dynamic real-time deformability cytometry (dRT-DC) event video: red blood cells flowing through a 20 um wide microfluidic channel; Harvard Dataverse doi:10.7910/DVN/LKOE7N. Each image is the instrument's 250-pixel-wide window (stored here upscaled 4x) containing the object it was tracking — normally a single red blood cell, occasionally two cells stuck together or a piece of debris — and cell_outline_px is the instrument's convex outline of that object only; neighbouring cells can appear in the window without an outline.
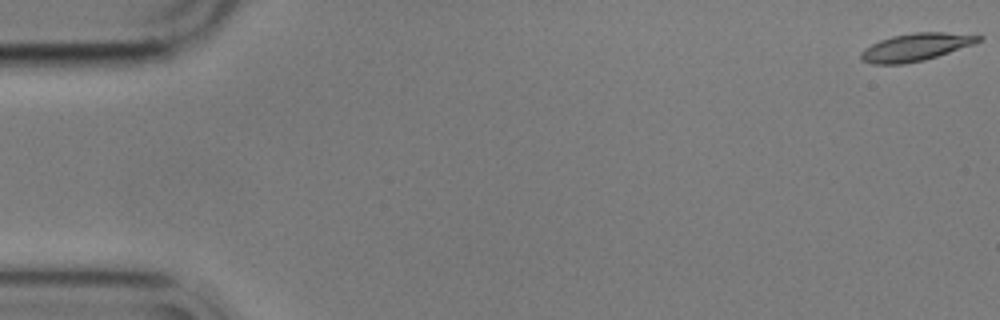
{"species": "common noctule bat (a hibernating species)", "species_latin": "Nyctalus noctula", "temperature_condition": "cold", "stored_images_in_passage": 57, "camera_frame_rate_fps": 3000, "um_per_image_px": 0.085, "animal": {"sex": "male", "body_mass_g": 17.9}, "frame": {"image": 1, "passage_image": 1, "time_ms": 0.0, "image_size_px": [1000, 320], "cell_outline_px": [[984, 40], [924, 60], [904, 64], [872, 64], [860, 60], [860, 52], [864, 48], [880, 40], [892, 36], [916, 32], [944, 32], [984, 36]], "centroid_in_image_um": [77.8, 4.0], "position_along_channel_um": 7.2, "area_um2": 18.79}}
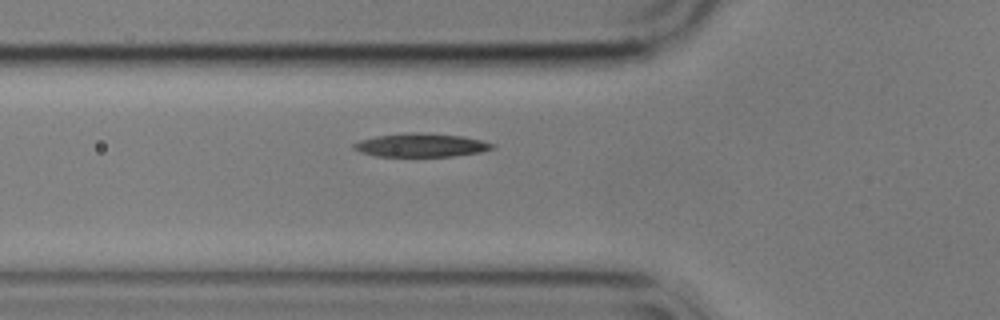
{"frame": {"image": 2, "passage_image": 20, "time_ms": 6.333, "image_size_px": [1000, 320], "cell_outline_px": [[496, 148], [480, 152], [452, 156], [376, 156], [360, 152], [352, 148], [352, 144], [360, 140], [376, 136], [412, 132], [420, 132], [464, 136], [496, 144]], "centroid_in_image_um": [35.8, 12.33], "position_along_channel_um": 90.0, "area_um2": 19.02}}
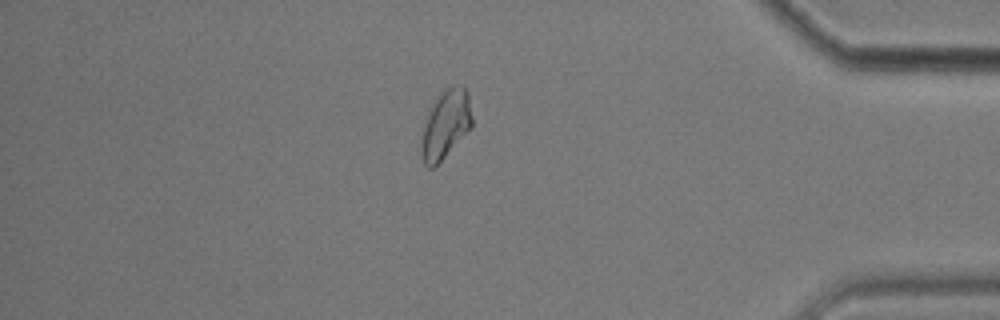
{"frame": {"image": 3, "passage_image": 49, "time_ms": 16.0, "image_size_px": [1000, 320], "cell_outline_px": [[472, 128], [432, 168], [428, 168], [424, 164], [420, 152], [420, 140], [428, 108], [440, 92], [452, 84], [464, 84], [468, 92], [472, 116]], "centroid_in_image_um": [37.87, 10.51], "position_along_channel_um": 397.3, "area_um2": 20.69}, "authors_computed_cell_mechanics": {"area_um2": 19.0162, "velocity_mm_per_s": 3.5242, "shape_relaxation_time_tau1_ms": 11.0257, "shape_relaxation_time_tau2_ms": null, "deformation_change_tau1": 0.2402, "deformation_change_tau2": null}}